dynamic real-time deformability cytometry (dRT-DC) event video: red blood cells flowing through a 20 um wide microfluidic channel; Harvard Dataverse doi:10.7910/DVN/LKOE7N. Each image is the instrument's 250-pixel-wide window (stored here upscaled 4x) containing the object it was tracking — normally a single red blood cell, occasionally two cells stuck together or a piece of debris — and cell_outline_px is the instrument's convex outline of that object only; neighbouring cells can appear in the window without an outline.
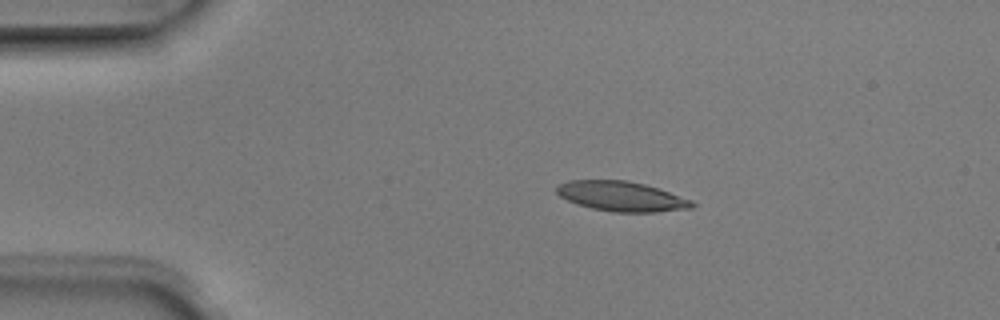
{"species": "Egyptian fruit bat (a non-hibernating species)", "species_latin": "Rousettus aegyptiacus", "temperature_condition": "room temperature", "stored_images_in_passage": 5, "camera_frame_rate_fps": 3000, "um_per_image_px": 0.085, "animal": {"sex": "male"}, "frame": {"image": 1, "passage_image": 2, "time_ms": 0.333, "image_size_px": [1000, 320], "cell_outline_px": [[696, 204], [692, 208], [656, 212], [612, 212], [592, 208], [576, 204], [560, 196], [556, 192], [556, 188], [560, 184], [568, 180], [628, 180], [644, 184], [692, 200]], "centroid_in_image_um": [52.81, 16.69], "position_along_channel_um": 32.2, "area_um2": 23.47}}
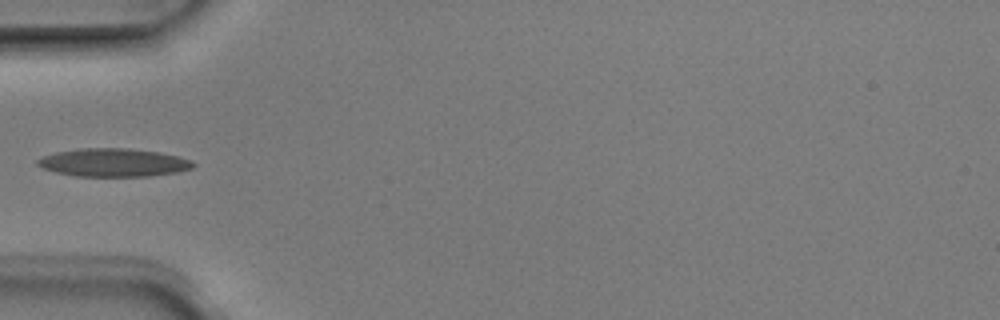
{"frame": {"image": 2, "passage_image": 4, "time_ms": 1.0, "image_size_px": [1000, 320], "cell_outline_px": [[196, 164], [192, 168], [176, 172], [148, 176], [76, 176], [56, 172], [44, 168], [36, 164], [36, 160], [44, 156], [56, 152], [80, 148], [128, 148], [160, 152], [192, 160]], "centroid_in_image_um": [9.65, 13.81], "position_along_channel_um": 75.3, "area_um2": 25.43}}
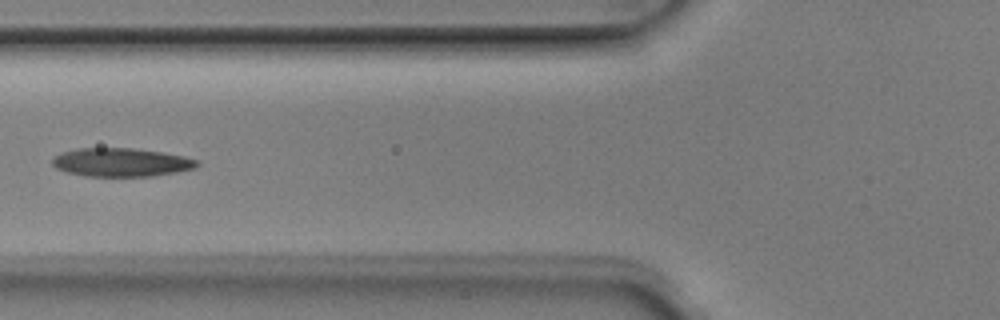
{"frame": {"image": 3, "passage_image": 5, "time_ms": 1.333, "image_size_px": [1000, 320], "cell_outline_px": [[200, 164], [196, 168], [176, 172], [152, 176], [84, 176], [68, 172], [56, 168], [52, 164], [52, 160], [60, 152], [76, 148], [132, 148], [160, 152], [184, 156], [200, 160]], "centroid_in_image_um": [10.32, 13.79], "position_along_channel_um": 115.5, "area_um2": 24.1}}